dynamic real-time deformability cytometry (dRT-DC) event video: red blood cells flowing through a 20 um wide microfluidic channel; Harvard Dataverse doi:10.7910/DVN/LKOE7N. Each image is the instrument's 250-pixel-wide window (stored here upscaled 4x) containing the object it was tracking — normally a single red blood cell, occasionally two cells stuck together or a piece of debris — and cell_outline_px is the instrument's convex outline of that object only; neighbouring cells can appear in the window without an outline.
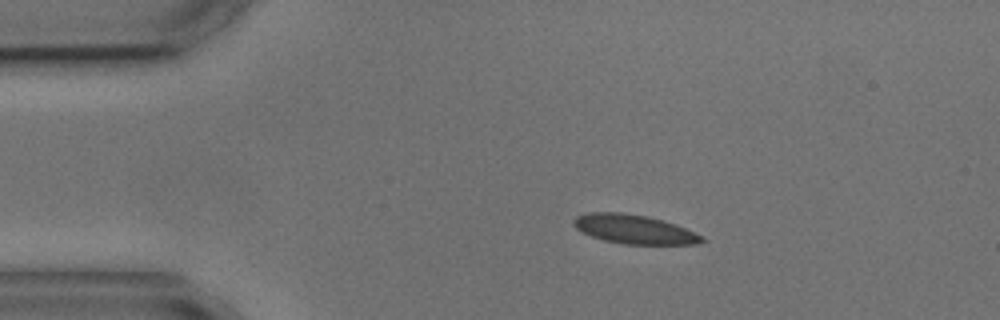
{"species": "common noctule bat (a hibernating species)", "species_latin": "Nyctalus noctula", "temperature_condition": "cold", "stored_images_in_passage": 9, "camera_frame_rate_fps": 3000, "um_per_image_px": 0.085, "animal": {"sex": "male", "body_mass_g": 17.9, "forearm_length_mm": 54.2}, "frame": {"image": 1, "passage_image": 1, "time_ms": 0.0, "image_size_px": [1000, 320], "cell_outline_px": [[708, 240], [696, 244], [624, 244], [604, 240], [580, 232], [572, 224], [572, 220], [576, 216], [588, 212], [620, 212], [648, 216], [664, 220], [676, 224], [704, 236]], "centroid_in_image_um": [53.91, 19.48], "position_along_channel_um": 31.1, "area_um2": 21.96}}
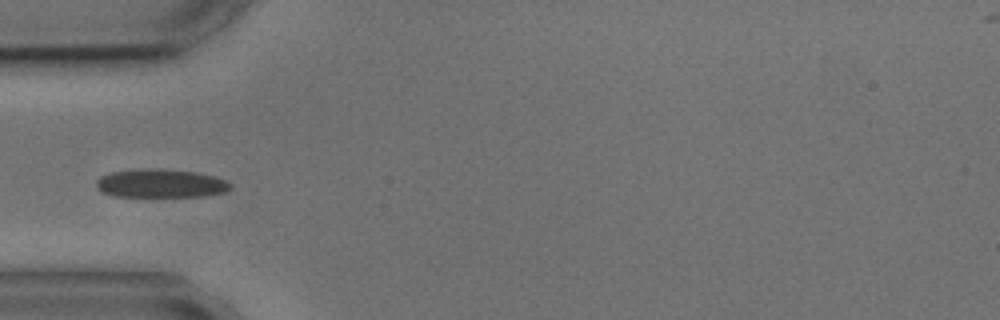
{"frame": {"image": 2, "passage_image": 3, "time_ms": 2.333, "image_size_px": [1000, 320], "cell_outline_px": [[232, 188], [224, 192], [204, 196], [112, 196], [96, 188], [96, 180], [100, 176], [112, 172], [140, 168], [148, 168], [192, 172], [212, 176], [224, 180], [232, 184]], "centroid_in_image_um": [13.62, 15.59], "position_along_channel_um": 71.4, "area_um2": 22.02}}
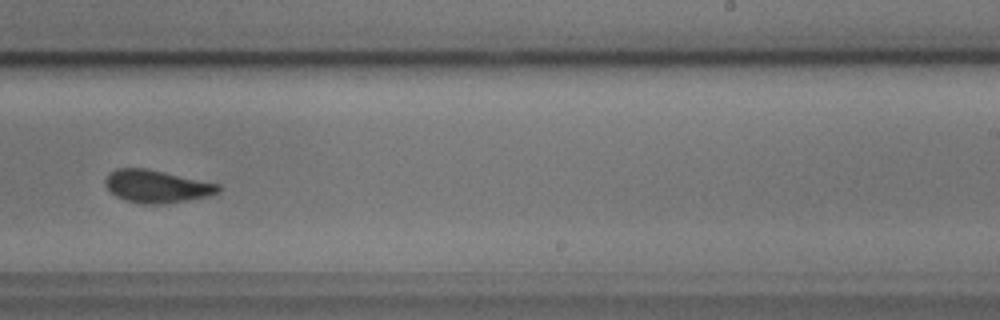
{"frame": {"image": 3, "passage_image": 8, "time_ms": 8.0, "image_size_px": [1000, 320], "cell_outline_px": [[220, 192], [208, 196], [160, 204], [144, 204], [124, 200], [116, 196], [104, 184], [104, 180], [108, 172], [116, 168], [148, 168], [220, 184]], "centroid_in_image_um": [13.29, 15.82], "position_along_channel_um": 275.7, "area_um2": 21.56}}